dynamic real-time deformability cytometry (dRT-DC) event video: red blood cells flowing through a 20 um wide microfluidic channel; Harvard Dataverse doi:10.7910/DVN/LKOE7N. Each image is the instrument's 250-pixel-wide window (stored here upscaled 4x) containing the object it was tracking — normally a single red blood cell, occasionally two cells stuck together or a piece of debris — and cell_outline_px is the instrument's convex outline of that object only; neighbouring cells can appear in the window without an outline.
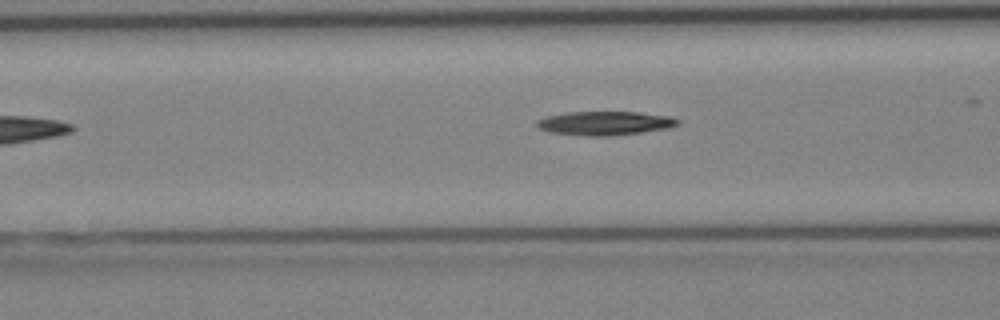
{"species": "Egyptian fruit bat (a non-hibernating species)", "species_latin": "Rousettus aegyptiacus", "temperature_condition": "cold", "stored_images_in_passage": 3, "camera_frame_rate_fps": 3000, "um_per_image_px": 0.085, "animal": {"sex": "female"}, "frame": {"image": 1, "passage_image": 3, "time_ms": 2.0, "image_size_px": [1000, 320], "cell_outline_px": [[680, 124], [672, 128], [608, 136], [588, 136], [552, 132], [540, 128], [536, 124], [536, 120], [548, 116], [568, 112], [640, 112], [672, 116], [680, 120]], "centroid_in_image_um": [51.5, 10.46], "position_along_channel_um": 115.1, "area_um2": 19.59}}